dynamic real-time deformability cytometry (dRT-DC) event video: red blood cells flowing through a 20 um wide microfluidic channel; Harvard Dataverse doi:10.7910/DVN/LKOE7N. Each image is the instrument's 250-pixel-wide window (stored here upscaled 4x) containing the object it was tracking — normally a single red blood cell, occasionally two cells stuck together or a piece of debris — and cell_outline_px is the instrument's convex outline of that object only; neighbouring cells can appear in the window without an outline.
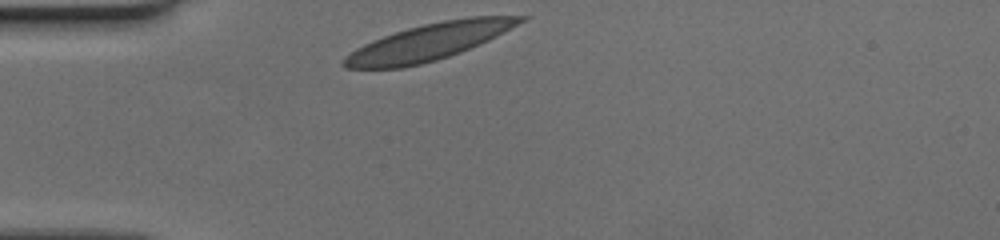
{"species": "human", "species_latin": "Homo sapiens", "temperature_condition": "cold", "stored_images_in_passage": 29, "camera_frame_rate_fps": 3000, "um_per_image_px": 0.085, "donor": {"sex": "female"}, "frame": {"image": 1, "passage_image": 1, "time_ms": 0.0, "image_size_px": [1000, 240], "cell_outline_px": [[528, 16], [524, 20], [504, 32], [488, 40], [460, 52], [436, 60], [420, 64], [400, 68], [344, 68], [340, 64], [344, 56], [356, 48], [372, 40], [408, 28], [424, 24], [444, 20], [472, 16]], "centroid_in_image_um": [36.4, 3.57], "position_along_channel_um": 48.6, "area_um2": 37.11}}
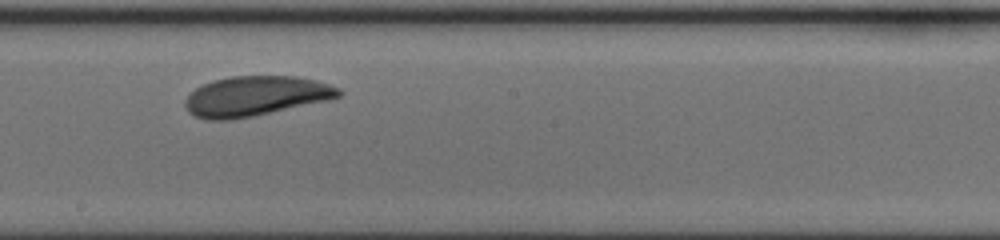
{"frame": {"image": 2, "passage_image": 16, "time_ms": 5.0, "image_size_px": [1000, 240], "cell_outline_px": [[344, 92], [340, 96], [328, 100], [252, 116], [232, 120], [208, 120], [196, 116], [188, 112], [184, 104], [184, 100], [196, 88], [212, 80], [232, 76], [296, 76], [316, 80], [340, 88]], "centroid_in_image_um": [21.72, 8.16], "position_along_channel_um": 226.5, "area_um2": 35.6}}
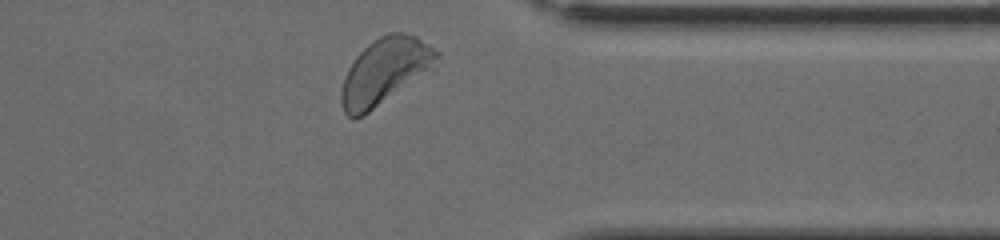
{"frame": {"image": 3, "passage_image": 28, "time_ms": 9.0, "image_size_px": [1000, 240], "cell_outline_px": [[440, 56], [364, 116], [348, 116], [344, 112], [340, 100], [340, 92], [344, 76], [348, 68], [356, 56], [372, 40], [388, 32], [404, 32], [416, 36], [440, 52]], "centroid_in_image_um": [32.58, 6.0], "position_along_channel_um": 378.8, "area_um2": 34.91}}